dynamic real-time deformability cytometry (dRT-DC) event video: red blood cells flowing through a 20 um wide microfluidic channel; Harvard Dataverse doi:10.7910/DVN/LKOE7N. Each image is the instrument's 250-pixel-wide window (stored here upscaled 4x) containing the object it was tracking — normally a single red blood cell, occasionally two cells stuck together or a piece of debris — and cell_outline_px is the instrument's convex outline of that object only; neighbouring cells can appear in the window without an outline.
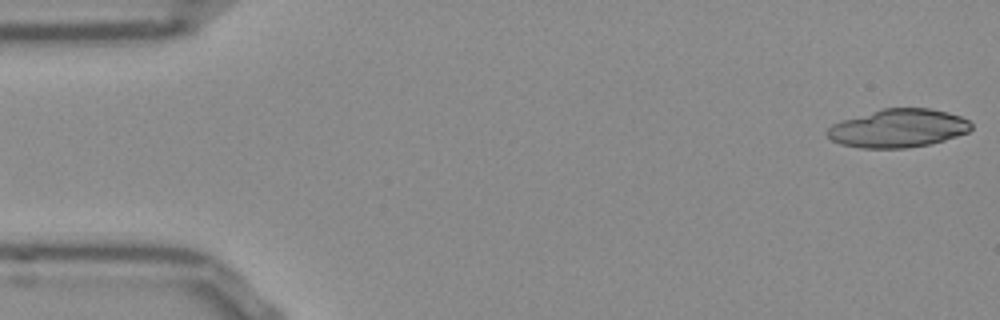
{"species": "Egyptian fruit bat (a non-hibernating species)", "species_latin": "Rousettus aegyptiacus", "temperature_condition": "room temperature", "stored_images_in_passage": 51, "camera_frame_rate_fps": 3000, "um_per_image_px": 0.085, "frame": {"image": 1, "passage_image": 1, "time_ms": 0.0, "image_size_px": [1000, 320], "cell_outline_px": [[972, 128], [968, 132], [932, 144], [908, 148], [860, 148], [840, 144], [832, 140], [824, 132], [832, 124], [844, 120], [884, 108], [932, 108], [948, 112], [960, 116], [968, 120], [972, 124]], "centroid_in_image_um": [76.36, 10.91], "position_along_channel_um": 8.6, "area_um2": 32.14}}